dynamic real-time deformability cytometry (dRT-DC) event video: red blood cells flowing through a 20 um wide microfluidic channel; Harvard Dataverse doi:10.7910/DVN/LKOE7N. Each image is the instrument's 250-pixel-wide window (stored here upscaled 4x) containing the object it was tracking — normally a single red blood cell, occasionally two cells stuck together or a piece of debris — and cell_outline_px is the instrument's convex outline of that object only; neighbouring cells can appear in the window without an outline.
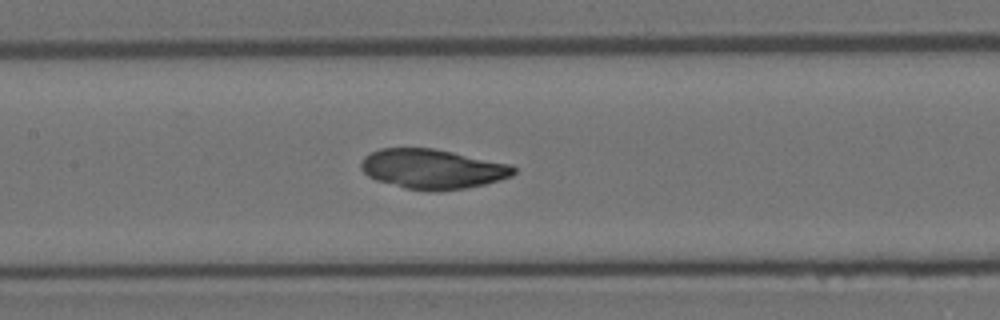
{"species": "Egyptian fruit bat (a non-hibernating species)", "species_latin": "Rousettus aegyptiacus", "temperature_condition": "room temperature", "stored_images_in_passage": 31, "camera_frame_rate_fps": 3000, "um_per_image_px": 0.085, "animal": {"sex": "female"}, "frame": {"image": 1, "passage_image": 11, "time_ms": 3.333, "image_size_px": [1000, 320], "cell_outline_px": [[516, 172], [512, 176], [500, 180], [484, 184], [464, 188], [436, 192], [404, 188], [376, 180], [368, 176], [360, 168], [360, 164], [364, 156], [380, 148], [432, 148], [512, 164], [516, 168]], "centroid_in_image_um": [36.77, 14.37], "position_along_channel_um": 170.6, "area_um2": 35.43}}
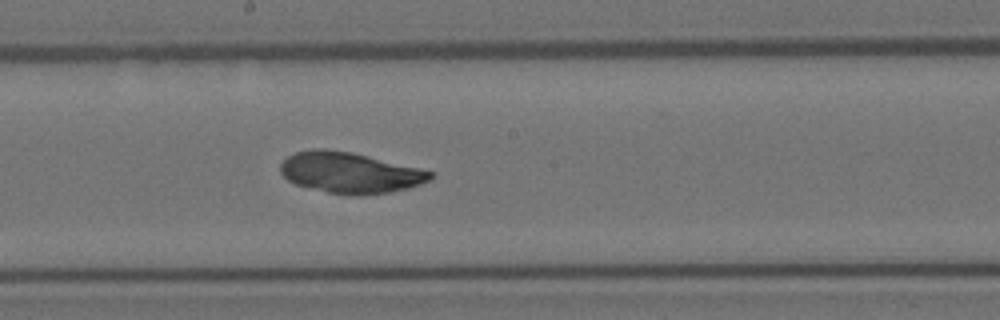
{"frame": {"image": 2, "passage_image": 15, "time_ms": 4.667, "image_size_px": [1000, 320], "cell_outline_px": [[436, 172], [428, 180], [420, 184], [408, 188], [388, 192], [360, 196], [356, 196], [328, 192], [296, 184], [288, 180], [280, 172], [280, 164], [288, 156], [296, 152], [312, 148], [324, 148], [352, 152]], "centroid_in_image_um": [29.73, 14.67], "position_along_channel_um": 218.5, "area_um2": 35.6}}